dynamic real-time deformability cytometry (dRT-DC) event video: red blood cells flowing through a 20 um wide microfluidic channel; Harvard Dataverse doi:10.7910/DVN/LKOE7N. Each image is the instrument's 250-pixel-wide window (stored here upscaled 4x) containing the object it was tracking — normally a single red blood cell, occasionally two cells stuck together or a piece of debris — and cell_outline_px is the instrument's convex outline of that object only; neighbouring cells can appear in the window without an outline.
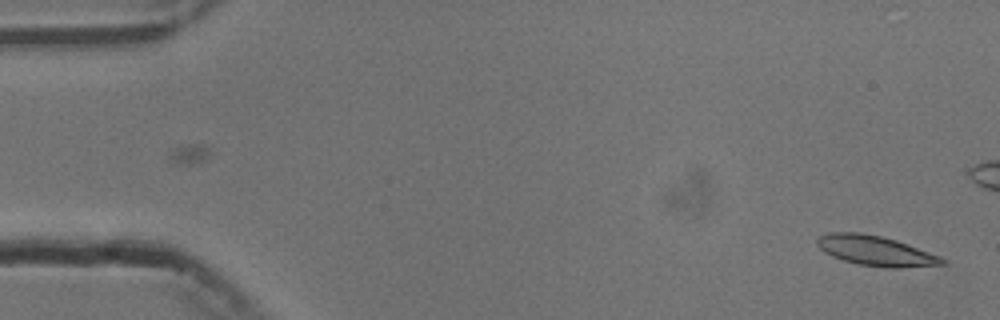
{"species": "common noctule bat (a hibernating species)", "species_latin": "Nyctalus noctula", "temperature_condition": "cold", "stored_images_in_passage": 12, "camera_frame_rate_fps": 3000, "um_per_image_px": 0.085, "animal": {"sex": "male", "body_mass_g": 13.3}, "frame": {"image": 1, "passage_image": 1, "time_ms": 0.0, "image_size_px": [1000, 320], "cell_outline_px": [[948, 264], [900, 268], [884, 268], [856, 264], [832, 256], [824, 252], [816, 244], [816, 240], [820, 236], [832, 232], [860, 232], [880, 236], [896, 240], [908, 244], [940, 256]], "centroid_in_image_um": [74.43, 21.32], "position_along_channel_um": 10.6, "area_um2": 21.91}}